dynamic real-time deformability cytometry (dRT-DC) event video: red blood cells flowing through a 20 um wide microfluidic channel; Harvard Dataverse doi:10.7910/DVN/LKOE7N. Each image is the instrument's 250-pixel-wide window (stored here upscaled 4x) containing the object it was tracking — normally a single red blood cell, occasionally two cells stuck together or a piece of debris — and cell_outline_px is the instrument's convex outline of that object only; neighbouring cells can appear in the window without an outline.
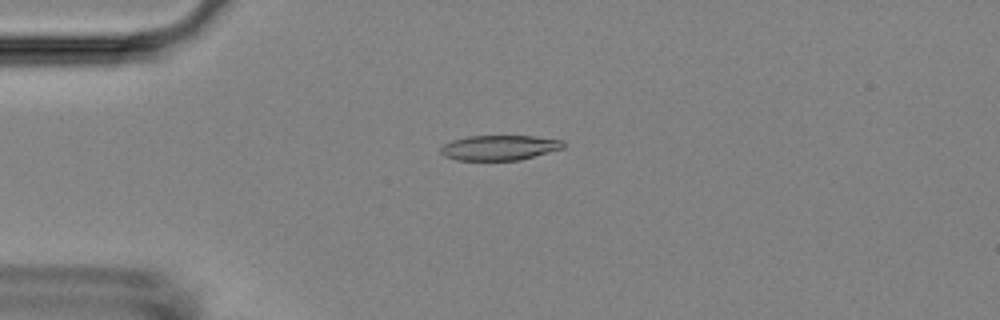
{"species": "Egyptian fruit bat (a non-hibernating species)", "species_latin": "Rousettus aegyptiacus", "temperature_condition": "room temperature", "stored_images_in_passage": 47, "camera_frame_rate_fps": 3000, "um_per_image_px": 0.085, "animal": {"sex": "female"}, "frame": {"image": 1, "passage_image": 7, "time_ms": 2.0, "image_size_px": [1000, 320], "cell_outline_px": [[564, 148], [520, 160], [456, 160], [444, 156], [440, 152], [440, 148], [444, 144], [452, 140], [468, 136], [532, 136], [564, 140]], "centroid_in_image_um": [42.44, 12.55], "position_along_channel_um": 42.6, "area_um2": 17.92}}
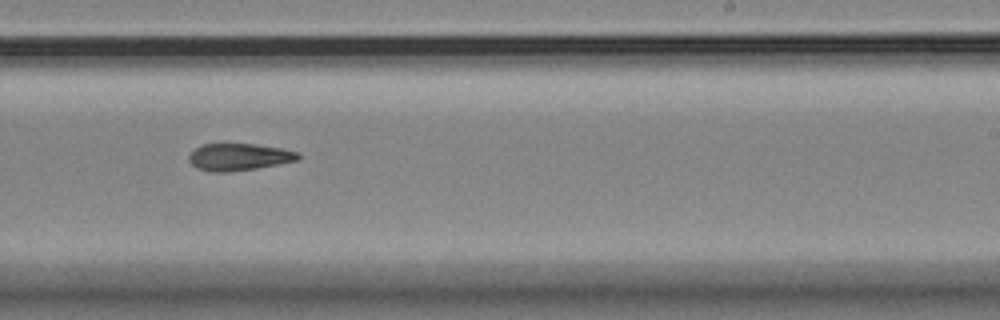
{"frame": {"image": 2, "passage_image": 27, "time_ms": 8.667, "image_size_px": [1000, 320], "cell_outline_px": [[300, 160], [256, 168], [228, 172], [212, 172], [196, 168], [188, 160], [188, 156], [196, 148], [204, 144], [256, 144], [280, 148], [300, 152]], "centroid_in_image_um": [20.33, 13.34], "position_along_channel_um": 268.7, "area_um2": 17.22}}
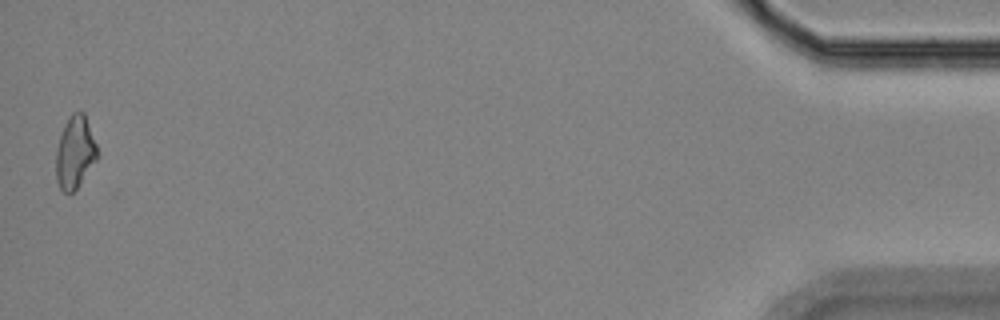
{"frame": {"image": 3, "passage_image": 47, "time_ms": 15.333, "image_size_px": [1000, 320], "cell_outline_px": [[100, 156], [76, 188], [72, 192], [64, 192], [60, 188], [56, 180], [56, 148], [64, 124], [72, 112], [84, 112], [96, 144]], "centroid_in_image_um": [6.38, 12.94], "position_along_channel_um": 428.8, "area_um2": 17.4}, "authors_computed_cell_mechanics": {"area_um2": 17.918, "velocity_mm_per_s": 3.7181, "shape_relaxation_time_tau1_ms": 5.3545, "shape_relaxation_time_tau2_ms": null, "deformation_change_tau1": 0.1302, "deformation_change_tau2": null}}